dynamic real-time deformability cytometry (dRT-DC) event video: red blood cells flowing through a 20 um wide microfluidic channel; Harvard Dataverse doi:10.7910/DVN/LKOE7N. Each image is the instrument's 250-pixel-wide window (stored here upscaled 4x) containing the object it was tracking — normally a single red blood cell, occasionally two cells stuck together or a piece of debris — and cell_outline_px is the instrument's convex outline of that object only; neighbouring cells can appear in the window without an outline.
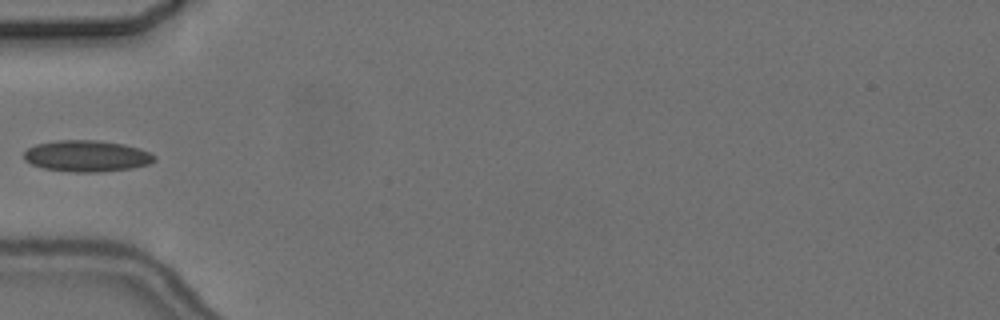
{"species": "common noctule bat (a hibernating species)", "species_latin": "Nyctalus noctula", "temperature_condition": "cold", "stored_images_in_passage": 5, "camera_frame_rate_fps": 3000, "um_per_image_px": 0.085, "animal": {"sex": "female", "body_mass_g": 24.6, "forearm_length_mm": 56.2}, "frame": {"image": 1, "passage_image": 4, "time_ms": 5.0, "image_size_px": [1000, 320], "cell_outline_px": [[156, 160], [148, 164], [132, 168], [100, 172], [76, 172], [44, 168], [32, 164], [24, 160], [24, 152], [28, 148], [36, 144], [56, 140], [96, 140], [124, 144], [140, 148], [156, 156]], "centroid_in_image_um": [7.38, 13.25], "position_along_channel_um": 77.6, "area_um2": 23.81}}
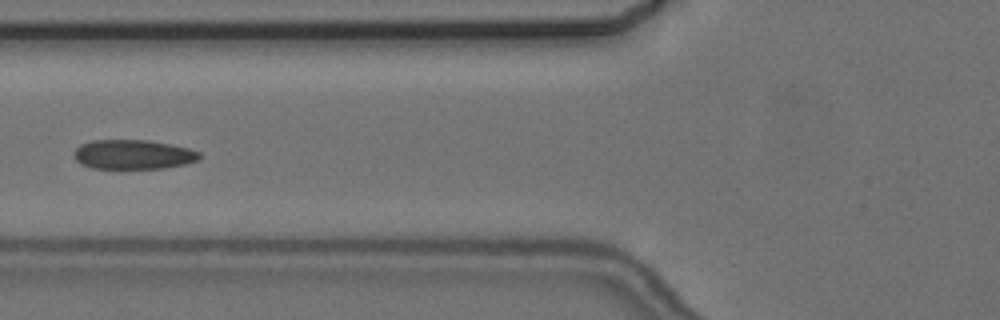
{"frame": {"image": 2, "passage_image": 5, "time_ms": 6.0, "image_size_px": [1000, 320], "cell_outline_px": [[200, 160], [184, 164], [164, 168], [92, 168], [80, 164], [72, 156], [72, 152], [80, 144], [92, 140], [148, 140], [188, 148], [200, 152]], "centroid_in_image_um": [11.27, 13.13], "position_along_channel_um": 114.5, "area_um2": 21.62}}